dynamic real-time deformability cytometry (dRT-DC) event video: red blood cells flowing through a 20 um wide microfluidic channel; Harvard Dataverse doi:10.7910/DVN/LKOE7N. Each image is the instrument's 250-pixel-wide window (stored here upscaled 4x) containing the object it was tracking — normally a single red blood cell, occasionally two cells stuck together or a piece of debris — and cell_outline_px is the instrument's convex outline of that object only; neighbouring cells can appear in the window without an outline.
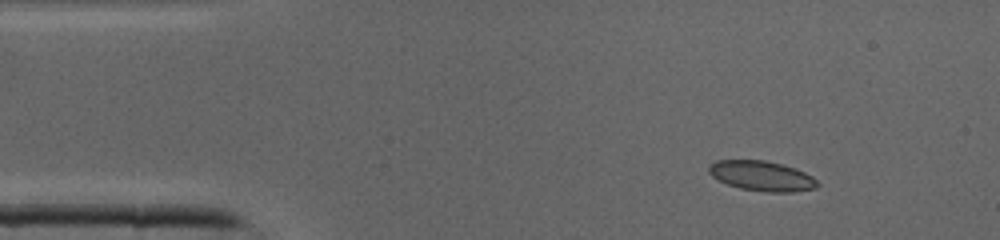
{"species": "common noctule bat (a hibernating species)", "species_latin": "Nyctalus noctula", "temperature_condition": "cold", "stored_images_in_passage": 41, "camera_frame_rate_fps": 3000, "um_per_image_px": 0.085, "animal": {"sex": "male", "body_mass_g": 19.0, "forearm_length_mm": 50.8}, "frame": {"image": 1, "passage_image": 4, "time_ms": 1.0, "image_size_px": [1000, 240], "cell_outline_px": [[820, 184], [816, 188], [792, 192], [764, 192], [740, 188], [728, 184], [712, 176], [708, 172], [708, 168], [716, 160], [764, 160], [780, 164], [804, 172], [812, 176]], "centroid_in_image_um": [64.76, 14.96], "position_along_channel_um": 20.2, "area_um2": 18.79}}
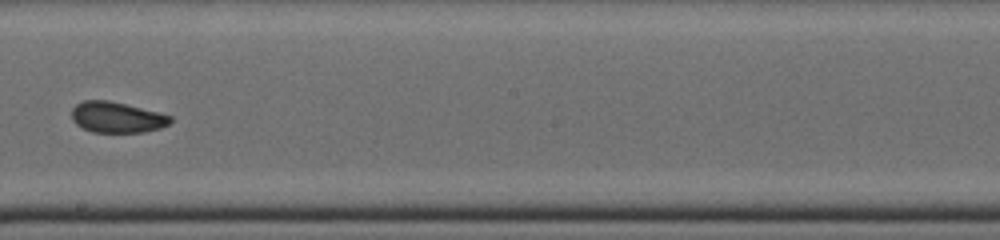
{"frame": {"image": 2, "passage_image": 22, "time_ms": 7.0, "image_size_px": [1000, 240], "cell_outline_px": [[172, 120], [168, 124], [160, 128], [144, 132], [92, 132], [76, 124], [72, 120], [72, 108], [76, 104], [84, 100], [108, 100], [172, 116]], "centroid_in_image_um": [9.9, 9.97], "position_along_channel_um": 238.3, "area_um2": 17.51}}
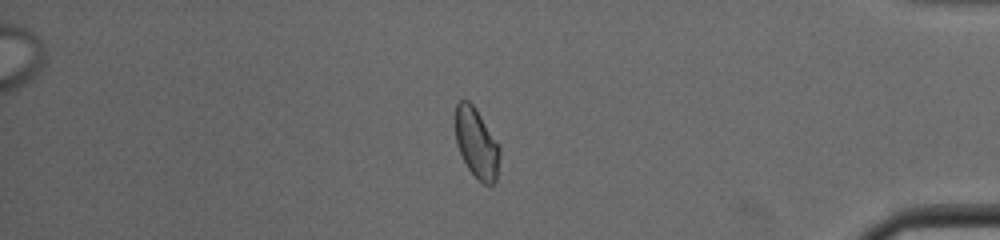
{"frame": {"image": 3, "passage_image": 34, "time_ms": 11.0, "image_size_px": [1000, 240], "cell_outline_px": [[500, 156], [496, 180], [492, 184], [484, 184], [468, 168], [456, 144], [456, 104], [460, 100], [468, 100], [476, 108], [500, 148]], "centroid_in_image_um": [40.51, 12.16], "position_along_channel_um": 394.7, "area_um2": 17.69}}